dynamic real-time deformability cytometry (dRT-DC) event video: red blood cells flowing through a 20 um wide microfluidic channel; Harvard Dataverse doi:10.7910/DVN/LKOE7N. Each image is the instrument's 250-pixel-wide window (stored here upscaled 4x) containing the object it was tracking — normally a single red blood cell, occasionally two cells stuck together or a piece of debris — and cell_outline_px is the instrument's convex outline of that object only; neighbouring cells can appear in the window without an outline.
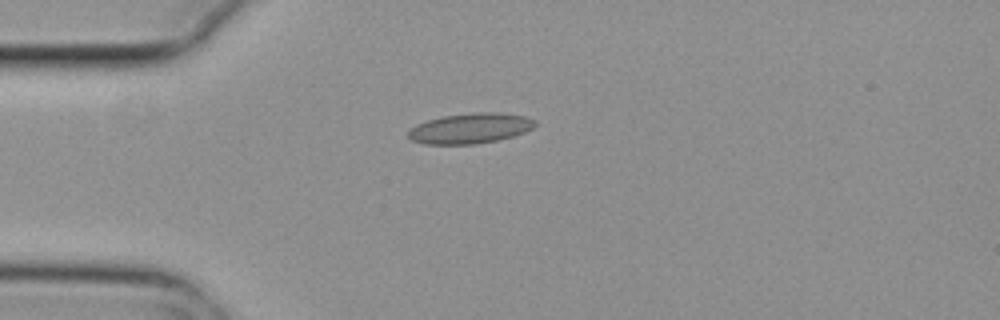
{"species": "common noctule bat (a hibernating species)", "species_latin": "Nyctalus noctula", "temperature_condition": "cold", "stored_images_in_passage": 5, "camera_frame_rate_fps": 3000, "um_per_image_px": 0.085, "animal": {"sex": "female", "body_mass_g": 29.2, "forearm_length_mm": 56.3}, "frame": {"image": 1, "passage_image": 5, "time_ms": 1.333, "image_size_px": [1000, 320], "cell_outline_px": [[536, 124], [532, 128], [524, 132], [512, 136], [496, 140], [476, 144], [424, 144], [412, 140], [408, 136], [408, 128], [416, 124], [428, 120], [444, 116], [472, 112], [500, 112], [524, 116], [536, 120]], "centroid_in_image_um": [39.95, 10.9], "position_along_channel_um": 45.1, "area_um2": 22.43}}